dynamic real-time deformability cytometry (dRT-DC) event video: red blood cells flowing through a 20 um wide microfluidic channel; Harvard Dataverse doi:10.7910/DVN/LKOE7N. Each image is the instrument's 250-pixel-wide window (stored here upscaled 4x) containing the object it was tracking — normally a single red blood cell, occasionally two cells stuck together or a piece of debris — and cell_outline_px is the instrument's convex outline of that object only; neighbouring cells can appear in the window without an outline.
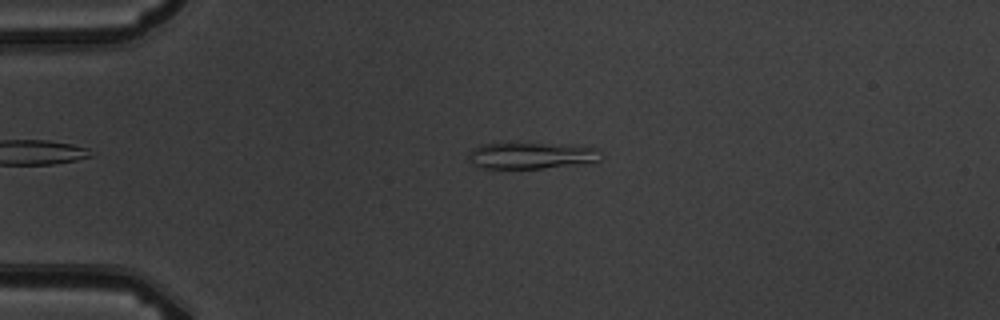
{"species": "common noctule bat (a hibernating species)", "species_latin": "Nyctalus noctula", "temperature_condition": "warm", "stored_images_in_passage": 2, "camera_frame_rate_fps": 3000, "um_per_image_px": 0.085, "animal": {"sex": "male", "body_mass_g": 19.5, "forearm_length_mm": 54.6}, "frame": {"image": 1, "passage_image": 2, "time_ms": 1.0, "image_size_px": [1000, 320], "cell_outline_px": [[600, 160], [596, 164], [544, 168], [484, 168], [472, 164], [468, 160], [468, 152], [480, 144], [508, 140], [568, 144], [596, 148]], "centroid_in_image_um": [45.15, 13.18], "position_along_channel_um": 39.8, "area_um2": 21.85}}